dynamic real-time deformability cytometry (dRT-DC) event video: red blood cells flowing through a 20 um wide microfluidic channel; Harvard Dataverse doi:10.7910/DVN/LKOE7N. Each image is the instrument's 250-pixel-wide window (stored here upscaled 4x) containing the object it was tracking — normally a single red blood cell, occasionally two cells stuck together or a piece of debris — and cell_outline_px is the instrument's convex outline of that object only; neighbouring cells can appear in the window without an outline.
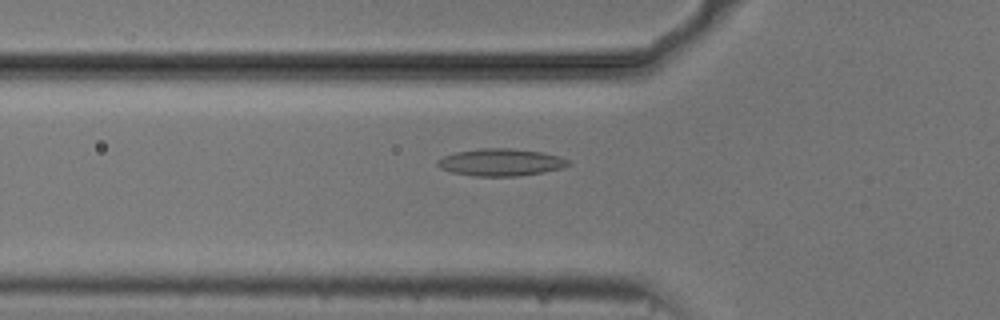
{"species": "common noctule bat (a hibernating species)", "species_latin": "Nyctalus noctula", "temperature_condition": "cold", "stored_images_in_passage": 53, "camera_frame_rate_fps": 3000, "um_per_image_px": 0.085, "animal": {"sex": "male", "body_mass_g": 20.5, "forearm_length_mm": 52.5}, "frame": {"image": 1, "passage_image": 18, "time_ms": 5.667, "image_size_px": [1000, 320], "cell_outline_px": [[572, 164], [564, 168], [544, 172], [516, 176], [476, 176], [452, 172], [440, 168], [436, 164], [436, 160], [444, 156], [456, 152], [480, 148], [512, 148], [544, 152], [560, 156], [568, 160]], "centroid_in_image_um": [42.6, 13.79], "position_along_channel_um": 83.2, "area_um2": 20.92}}
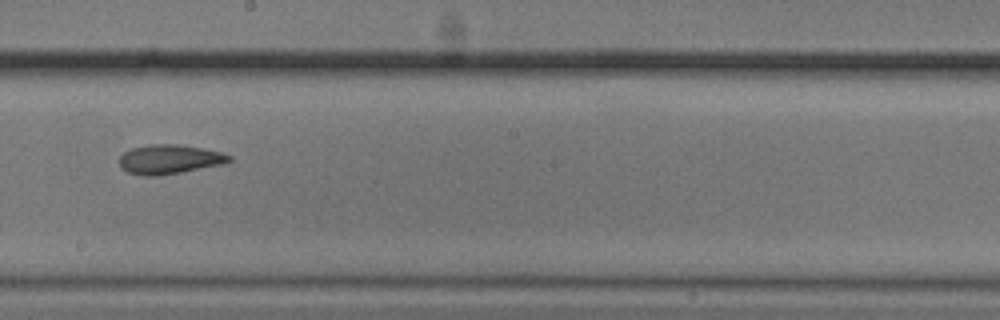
{"frame": {"image": 2, "passage_image": 30, "time_ms": 9.667, "image_size_px": [1000, 320], "cell_outline_px": [[232, 160], [224, 164], [160, 176], [144, 176], [128, 172], [120, 168], [120, 156], [124, 152], [132, 148], [152, 144], [176, 144], [204, 148], [220, 152], [232, 156]], "centroid_in_image_um": [14.41, 13.55], "position_along_channel_um": 233.8, "area_um2": 18.84}}
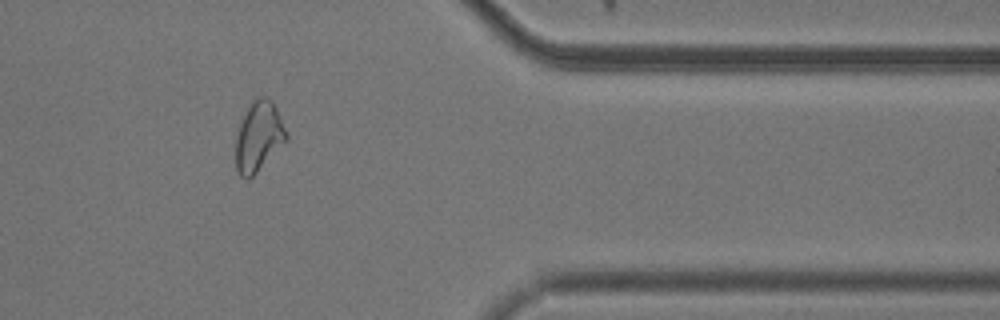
{"frame": {"image": 3, "passage_image": 44, "time_ms": 14.333, "image_size_px": [1000, 320], "cell_outline_px": [[288, 140], [248, 180], [244, 180], [236, 172], [236, 136], [240, 124], [252, 96], [268, 96], [272, 100], [288, 132]], "centroid_in_image_um": [21.99, 11.57], "position_along_channel_um": 389.4, "area_um2": 20.98}, "authors_computed_cell_mechanics": {"area_um2": 20.3456, "velocity_mm_per_s": 3.7409, "shape_relaxation_time_tau1_ms": null, "shape_relaxation_time_tau2_ms": 4.7767, "deformation_change_tau1": null, "deformation_change_tau2": 0.1234}}